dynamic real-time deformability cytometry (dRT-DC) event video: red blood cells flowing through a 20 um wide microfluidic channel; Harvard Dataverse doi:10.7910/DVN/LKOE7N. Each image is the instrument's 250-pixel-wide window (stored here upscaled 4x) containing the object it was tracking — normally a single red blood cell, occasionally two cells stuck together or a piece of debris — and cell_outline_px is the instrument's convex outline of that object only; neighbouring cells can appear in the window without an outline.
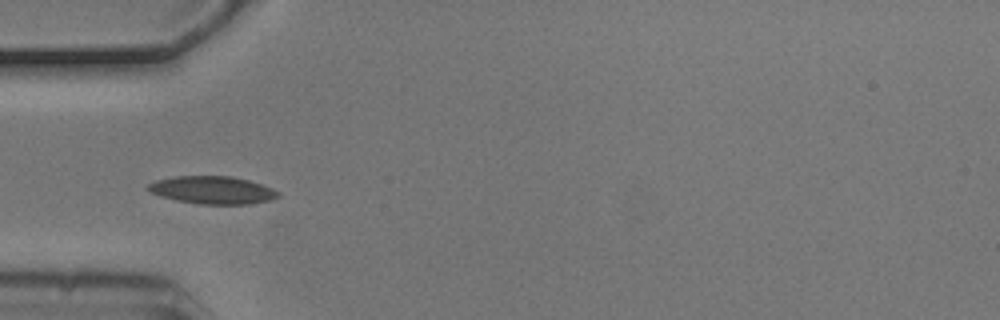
{"species": "common noctule bat (a hibernating species)", "species_latin": "Nyctalus noctula", "temperature_condition": "cold", "stored_images_in_passage": 5, "camera_frame_rate_fps": 3000, "um_per_image_px": 0.085, "animal": {"sex": "male", "body_mass_g": 20.5, "forearm_length_mm": 52.5}, "frame": {"image": 1, "passage_image": 5, "time_ms": 1.333, "image_size_px": [1000, 320], "cell_outline_px": [[280, 196], [268, 200], [248, 204], [200, 204], [176, 200], [160, 196], [152, 192], [148, 188], [148, 184], [156, 180], [172, 176], [232, 176], [248, 180], [272, 188], [280, 192]], "centroid_in_image_um": [18.06, 16.15], "position_along_channel_um": 66.9, "area_um2": 20.87}}